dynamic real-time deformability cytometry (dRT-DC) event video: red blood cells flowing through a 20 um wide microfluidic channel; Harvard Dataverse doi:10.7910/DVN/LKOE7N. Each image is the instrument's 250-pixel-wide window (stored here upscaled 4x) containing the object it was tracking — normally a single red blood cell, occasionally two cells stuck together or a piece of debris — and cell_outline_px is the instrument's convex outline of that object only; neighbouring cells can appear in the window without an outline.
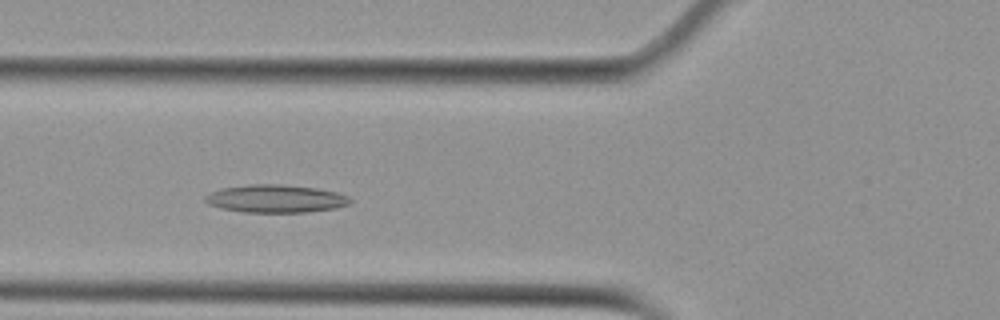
{"species": "Egyptian fruit bat (a non-hibernating species)", "species_latin": "Rousettus aegyptiacus", "temperature_condition": "cold", "stored_images_in_passage": 45, "camera_frame_rate_fps": 3000, "um_per_image_px": 0.085, "animal": {"sex": "female"}, "frame": {"image": 1, "passage_image": 10, "time_ms": 3.0, "image_size_px": [1000, 320], "cell_outline_px": [[352, 200], [348, 204], [336, 208], [308, 212], [244, 212], [220, 208], [208, 204], [204, 200], [204, 196], [212, 192], [224, 188], [248, 184], [280, 184], [316, 188], [336, 192], [348, 196]], "centroid_in_image_um": [23.43, 16.89], "position_along_channel_um": 102.4, "area_um2": 23.47}}
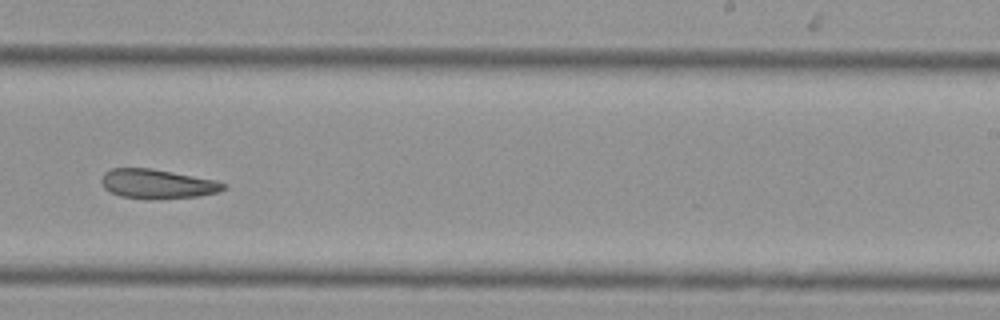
{"frame": {"image": 2, "passage_image": 24, "time_ms": 7.667, "image_size_px": [1000, 320], "cell_outline_px": [[228, 188], [220, 192], [196, 196], [156, 200], [148, 200], [120, 196], [104, 188], [100, 180], [104, 172], [112, 168], [152, 168], [216, 180], [228, 184]], "centroid_in_image_um": [13.4, 15.64], "position_along_channel_um": 275.6, "area_um2": 21.27}}
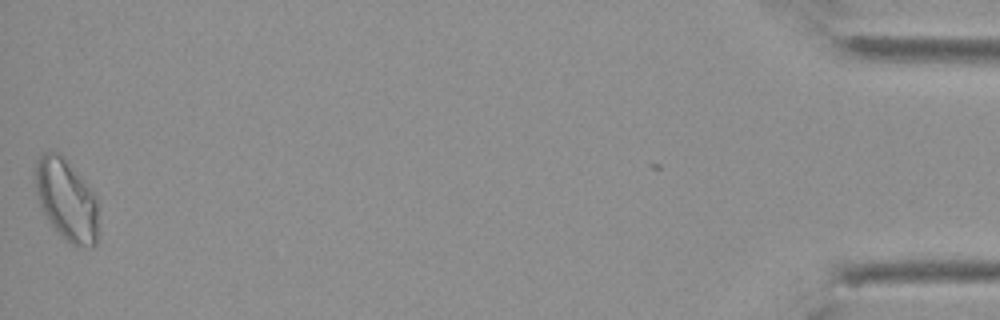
{"frame": {"image": 3, "passage_image": 44, "time_ms": 14.333, "image_size_px": [1000, 320], "cell_outline_px": [[100, 236], [96, 244], [92, 248], [72, 244], [56, 232], [40, 208], [36, 196], [36, 160], [44, 152], [60, 152], [64, 156], [92, 192], [96, 200]], "centroid_in_image_um": [5.66, 17.03], "position_along_channel_um": 429.5, "area_um2": 30.17}}